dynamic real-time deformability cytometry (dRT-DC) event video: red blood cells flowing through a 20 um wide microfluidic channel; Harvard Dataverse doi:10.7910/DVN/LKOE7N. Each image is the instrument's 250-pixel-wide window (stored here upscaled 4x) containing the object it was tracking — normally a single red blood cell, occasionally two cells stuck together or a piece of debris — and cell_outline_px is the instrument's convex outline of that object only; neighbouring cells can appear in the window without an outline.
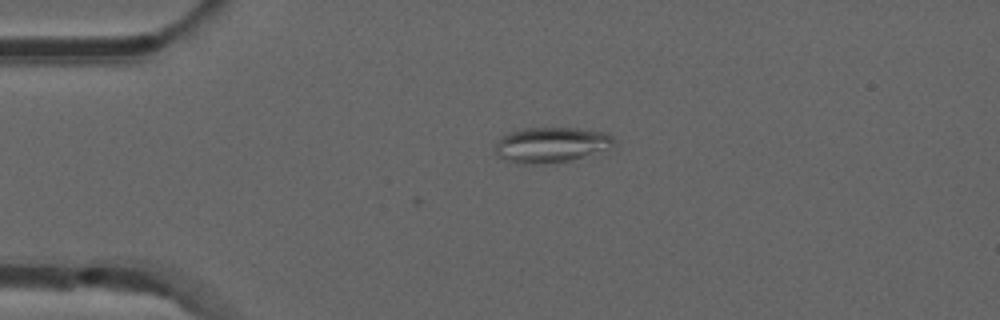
{"species": "common noctule bat (a hibernating species)", "species_latin": "Nyctalus noctula", "temperature_condition": "room temperature", "stored_images_in_passage": 4, "camera_frame_rate_fps": 3000, "um_per_image_px": 0.085, "animal": {"sex": "male", "forearm_length_mm": 52.5}, "frame": {"image": 1, "passage_image": 4, "time_ms": 1.0, "image_size_px": [1000, 320], "cell_outline_px": [[616, 144], [568, 160], [544, 164], [516, 164], [504, 160], [496, 156], [496, 144], [508, 132], [524, 128], [576, 128], [608, 132], [616, 140]], "centroid_in_image_um": [46.79, 12.3], "position_along_channel_um": 38.2, "area_um2": 24.16}}